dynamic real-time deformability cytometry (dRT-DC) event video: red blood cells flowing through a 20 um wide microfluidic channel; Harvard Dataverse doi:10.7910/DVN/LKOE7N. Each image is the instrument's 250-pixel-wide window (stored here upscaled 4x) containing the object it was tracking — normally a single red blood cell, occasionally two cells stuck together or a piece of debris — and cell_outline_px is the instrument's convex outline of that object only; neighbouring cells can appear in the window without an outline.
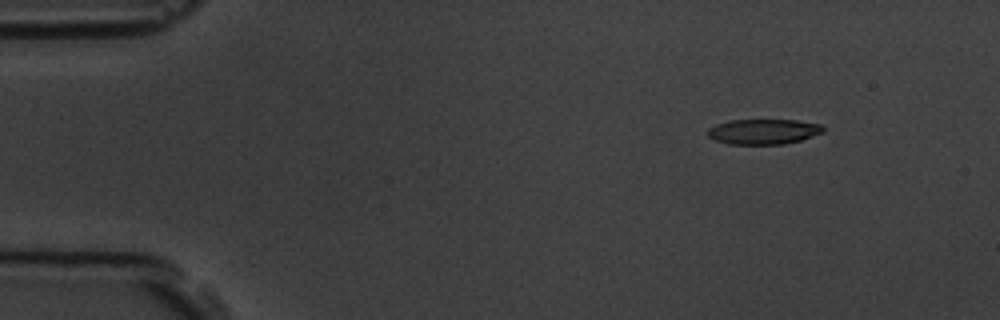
{"species": "common noctule bat (a hibernating species)", "species_latin": "Nyctalus noctula", "temperature_condition": "room temperature", "stored_images_in_passage": 3, "camera_frame_rate_fps": 3000, "um_per_image_px": 0.085, "animal": {"sex": "male", "body_mass_g": 19.5, "forearm_length_mm": 54.6}, "frame": {"image": 1, "passage_image": 1, "time_ms": 0.0, "image_size_px": [1000, 320], "cell_outline_px": [[824, 132], [800, 140], [784, 144], [728, 144], [716, 140], [708, 136], [708, 128], [716, 124], [728, 120], [796, 120], [820, 124], [824, 128]], "centroid_in_image_um": [64.88, 11.18], "position_along_channel_um": 20.1, "area_um2": 16.94}}
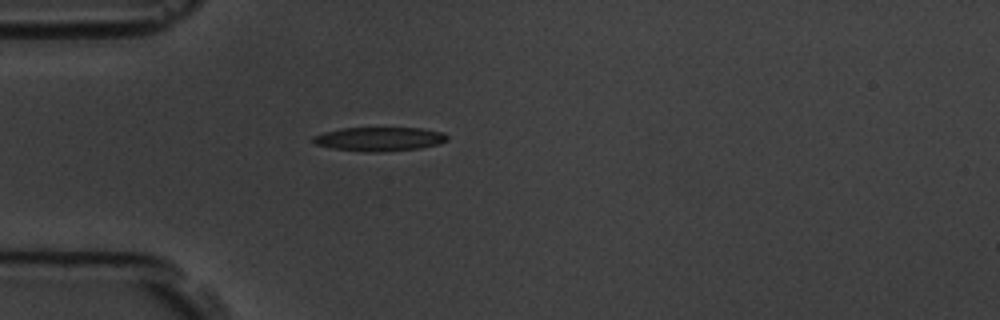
{"frame": {"image": 2, "passage_image": 3, "time_ms": 3.0, "image_size_px": [1000, 320], "cell_outline_px": [[448, 140], [440, 144], [420, 148], [384, 152], [364, 152], [332, 148], [316, 144], [312, 140], [312, 136], [324, 132], [344, 128], [420, 128], [444, 132], [448, 136]], "centroid_in_image_um": [32.28, 11.82], "position_along_channel_um": 52.7, "area_um2": 18.84}}